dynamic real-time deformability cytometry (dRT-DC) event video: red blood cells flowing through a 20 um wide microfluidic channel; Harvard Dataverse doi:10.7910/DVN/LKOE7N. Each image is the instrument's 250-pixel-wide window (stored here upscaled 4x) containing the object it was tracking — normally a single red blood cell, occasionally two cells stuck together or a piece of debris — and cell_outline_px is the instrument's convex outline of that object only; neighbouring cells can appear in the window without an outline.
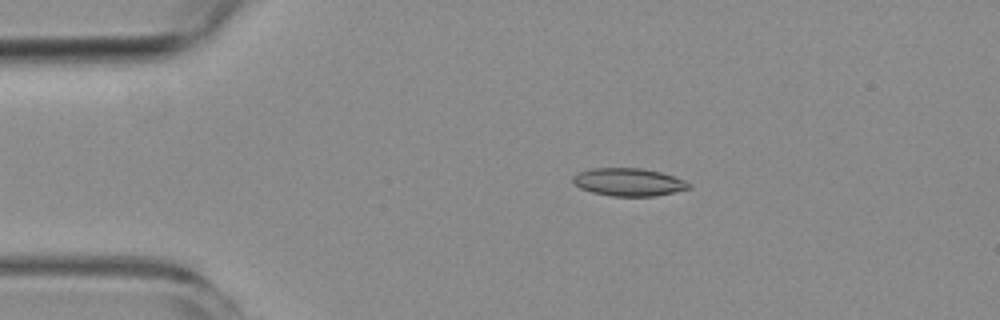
{"species": "common noctule bat (a hibernating species)", "species_latin": "Nyctalus noctula", "temperature_condition": "room temperature", "stored_images_in_passage": 5, "camera_frame_rate_fps": 3000, "um_per_image_px": 0.085, "animal": {"sex": "female", "body_mass_g": 19.3, "forearm_length_mm": 54.1}, "frame": {"image": 1, "passage_image": 3, "time_ms": 2.333, "image_size_px": [1000, 320], "cell_outline_px": [[692, 188], [656, 196], [612, 196], [592, 192], [580, 188], [572, 180], [572, 176], [588, 168], [640, 168], [660, 172], [684, 180], [692, 184]], "centroid_in_image_um": [53.44, 15.48], "position_along_channel_um": 31.6, "area_um2": 18.79}}
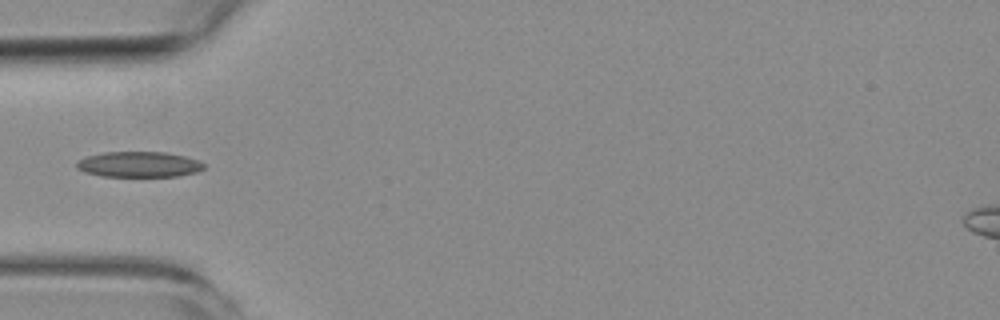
{"frame": {"image": 2, "passage_image": 5, "time_ms": 4.667, "image_size_px": [1000, 320], "cell_outline_px": [[204, 168], [196, 172], [176, 176], [100, 176], [84, 172], [76, 168], [76, 160], [88, 156], [104, 152], [164, 152], [184, 156], [200, 160], [204, 164]], "centroid_in_image_um": [11.78, 13.97], "position_along_channel_um": 73.2, "area_um2": 18.96}}